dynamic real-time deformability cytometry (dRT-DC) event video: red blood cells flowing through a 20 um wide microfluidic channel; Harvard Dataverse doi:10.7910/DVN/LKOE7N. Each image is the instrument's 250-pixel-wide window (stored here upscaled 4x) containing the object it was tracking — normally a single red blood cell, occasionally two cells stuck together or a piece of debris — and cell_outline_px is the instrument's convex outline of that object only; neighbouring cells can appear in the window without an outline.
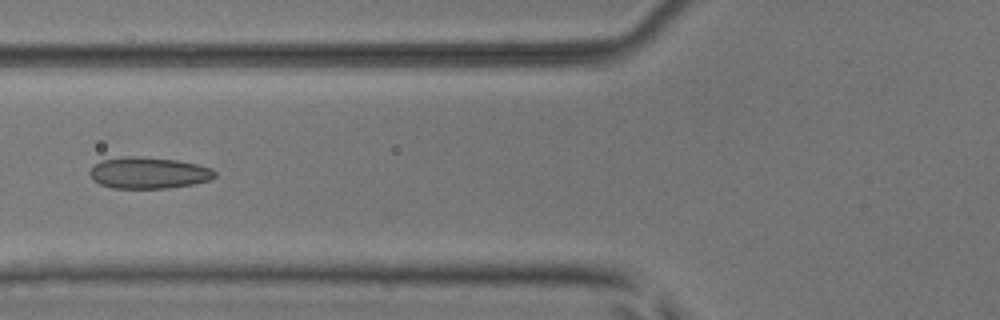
{"species": "common noctule bat (a hibernating species)", "species_latin": "Nyctalus noctula", "temperature_condition": "room temperature", "stored_images_in_passage": 40, "camera_frame_rate_fps": 3000, "um_per_image_px": 0.085, "animal": {"sex": "male", "body_mass_g": 17.9, "forearm_length_mm": 54.2}, "frame": {"image": 1, "passage_image": 9, "time_ms": 2.667, "image_size_px": [1000, 320], "cell_outline_px": [[216, 176], [208, 180], [192, 184], [168, 188], [112, 188], [100, 184], [92, 180], [88, 172], [100, 160], [124, 156], [136, 156], [176, 160], [196, 164], [212, 168], [216, 172]], "centroid_in_image_um": [12.6, 14.69], "position_along_channel_um": 113.2, "area_um2": 22.89}}
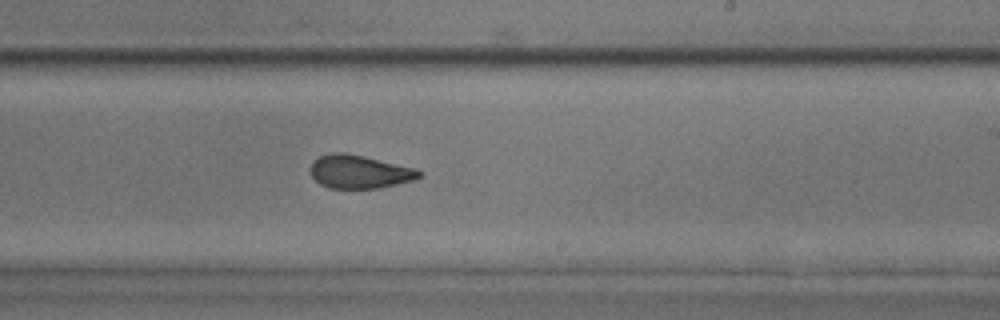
{"frame": {"image": 2, "passage_image": 20, "time_ms": 6.333, "image_size_px": [1000, 320], "cell_outline_px": [[420, 176], [416, 180], [380, 188], [328, 188], [320, 184], [312, 176], [312, 164], [320, 156], [332, 152], [344, 152], [364, 156], [416, 168], [420, 172]], "centroid_in_image_um": [30.58, 14.6], "position_along_channel_um": 258.4, "area_um2": 20.98}}
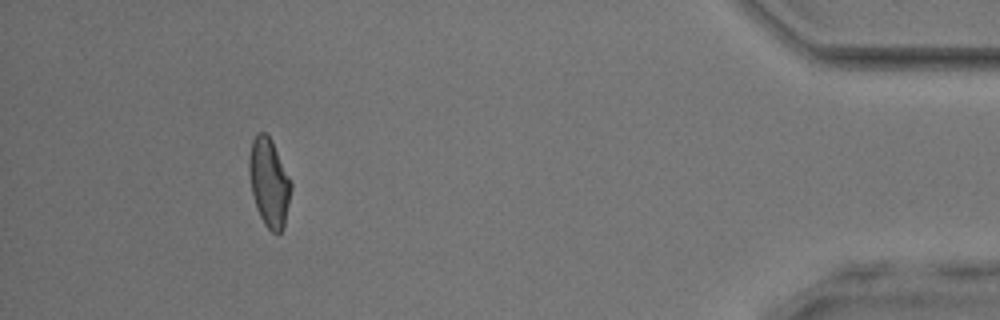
{"frame": {"image": 3, "passage_image": 36, "time_ms": 11.667, "image_size_px": [1000, 320], "cell_outline_px": [[292, 188], [284, 228], [280, 232], [272, 232], [264, 224], [256, 208], [252, 192], [248, 172], [248, 156], [252, 140], [260, 132], [264, 132], [272, 140], [292, 184]], "centroid_in_image_um": [22.86, 15.52], "position_along_channel_um": 412.3, "area_um2": 21.56}, "authors_computed_cell_mechanics": {"area_um2": 21.4727, "velocity_mm_per_s": 3.9771, "shape_relaxation_time_tau1_ms": null, "shape_relaxation_time_tau2_ms": 0.9712, "deformation_change_tau1": null, "deformation_change_tau2": 0.0697}}